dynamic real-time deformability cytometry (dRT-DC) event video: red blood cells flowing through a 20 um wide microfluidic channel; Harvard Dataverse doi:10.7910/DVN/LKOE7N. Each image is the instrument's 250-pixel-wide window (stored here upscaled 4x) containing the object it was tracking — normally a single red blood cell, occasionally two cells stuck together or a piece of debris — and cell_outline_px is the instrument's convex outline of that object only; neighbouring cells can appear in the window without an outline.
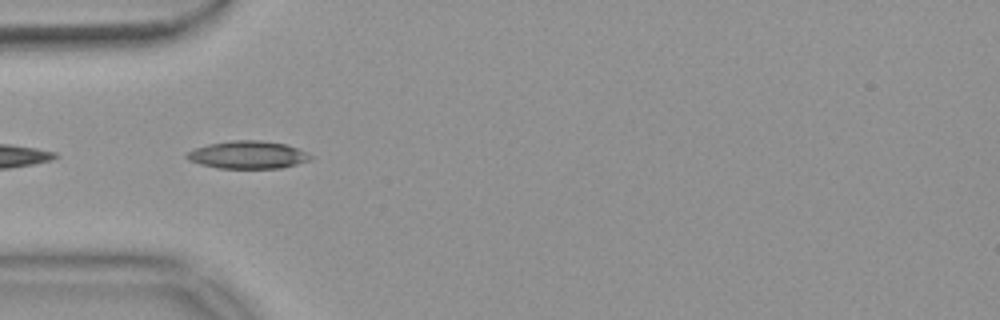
{"species": "common noctule bat (a hibernating species)", "species_latin": "Nyctalus noctula", "temperature_condition": "warm", "stored_images_in_passage": 5, "camera_frame_rate_fps": 3000, "um_per_image_px": 0.085, "animal": {"sex": "female", "body_mass_g": 18.4}, "frame": {"image": 1, "passage_image": 3, "time_ms": 0.667, "image_size_px": [1000, 320], "cell_outline_px": [[312, 156], [308, 160], [296, 164], [280, 168], [216, 168], [200, 164], [188, 160], [184, 156], [188, 152], [196, 148], [208, 144], [232, 140], [260, 140], [284, 144], [296, 148]], "centroid_in_image_um": [21.0, 13.16], "position_along_channel_um": 64.0, "area_um2": 19.71}}